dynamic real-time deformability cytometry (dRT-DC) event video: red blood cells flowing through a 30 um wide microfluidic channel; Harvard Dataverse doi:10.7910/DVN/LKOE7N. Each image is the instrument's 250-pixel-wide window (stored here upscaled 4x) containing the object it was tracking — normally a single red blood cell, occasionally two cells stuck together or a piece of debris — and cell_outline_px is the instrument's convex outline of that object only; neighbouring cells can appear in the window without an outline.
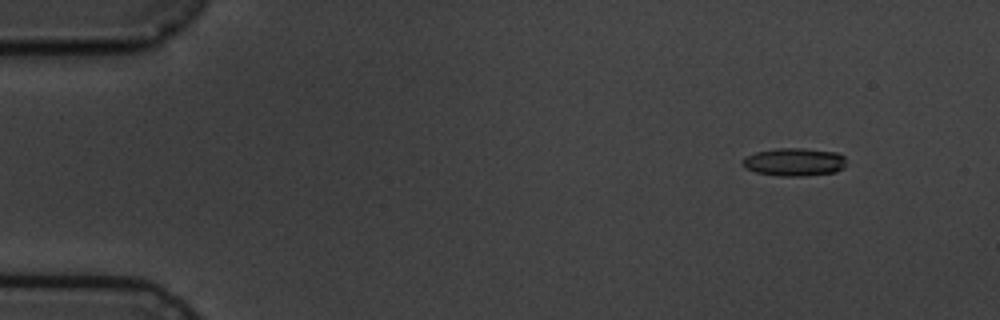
{"species": "common noctule bat (a hibernating species)", "species_latin": "Nyctalus noctula", "temperature_condition": "cold", "stored_images_in_passage": 5, "segment_of_instrument_passage": [1, 2], "camera_frame_rate_fps": 3000, "um_per_image_px": 0.085, "animal": {"sex": "male", "body_mass_g": 19.5, "forearm_length_mm": 54.6}, "frame": {"image": 1, "passage_image": 2, "time_ms": 1.0, "image_size_px": [1000, 320], "cell_outline_px": [[844, 168], [836, 172], [800, 176], [780, 176], [756, 172], [744, 168], [740, 164], [740, 160], [744, 156], [756, 152], [776, 148], [804, 148], [836, 152], [844, 156]], "centroid_in_image_um": [67.45, 13.76], "position_along_channel_um": 17.6, "area_um2": 17.11}}